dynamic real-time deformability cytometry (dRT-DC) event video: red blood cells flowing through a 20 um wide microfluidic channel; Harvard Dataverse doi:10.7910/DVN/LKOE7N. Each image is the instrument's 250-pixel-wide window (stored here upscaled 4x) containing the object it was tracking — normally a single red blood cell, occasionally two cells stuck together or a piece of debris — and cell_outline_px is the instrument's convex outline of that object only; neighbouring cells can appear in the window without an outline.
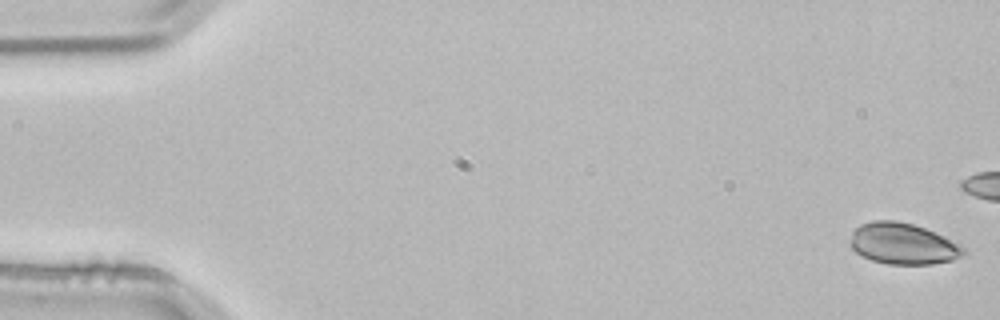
{"species": "common noctule bat (a hibernating species)", "species_latin": "Nyctalus noctula", "temperature_condition": "room temperature", "stored_images_in_passage": 5, "camera_frame_rate_fps": 3000, "um_per_image_px": 0.085, "animal": {"sex": "male", "body_mass_g": 21.5, "forearm_length_mm": 52.0}, "frame": {"image": 1, "passage_image": 1, "time_ms": 0.0, "image_size_px": [1000, 320], "cell_outline_px": [[968, 252], [952, 260], [932, 264], [888, 264], [872, 260], [860, 256], [852, 248], [852, 232], [860, 224], [872, 220], [896, 220], [912, 224], [924, 228], [960, 244]], "centroid_in_image_um": [76.74, 20.72], "position_along_channel_um": 8.3, "area_um2": 27.05}}